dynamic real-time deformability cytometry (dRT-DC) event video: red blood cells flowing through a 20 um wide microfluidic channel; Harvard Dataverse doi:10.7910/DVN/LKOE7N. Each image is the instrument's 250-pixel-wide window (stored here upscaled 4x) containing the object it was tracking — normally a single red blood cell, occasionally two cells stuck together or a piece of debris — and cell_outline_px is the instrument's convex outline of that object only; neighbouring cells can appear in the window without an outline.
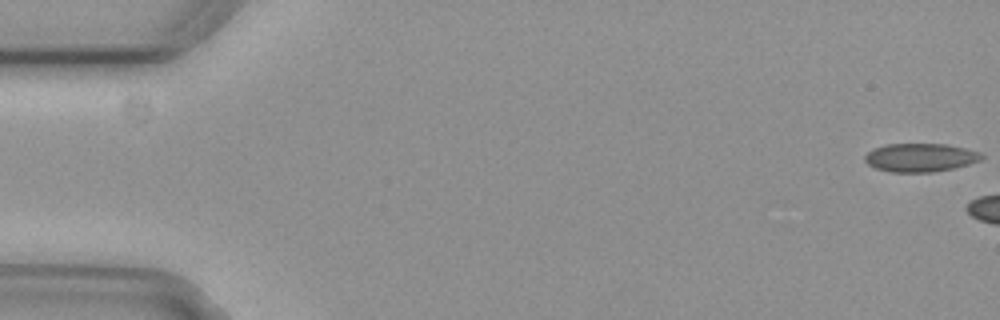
{"species": "common noctule bat (a hibernating species)", "species_latin": "Nyctalus noctula", "temperature_condition": "cold", "stored_images_in_passage": 3, "camera_frame_rate_fps": 3000, "um_per_image_px": 0.085, "animal": {"sex": "female", "body_mass_g": 29.2, "forearm_length_mm": 56.3}, "frame": {"image": 1, "passage_image": 1, "time_ms": 0.0, "image_size_px": [1000, 320], "cell_outline_px": [[984, 156], [980, 160], [968, 164], [952, 168], [932, 172], [892, 172], [876, 168], [868, 164], [864, 160], [864, 156], [872, 148], [884, 144], [948, 144], [980, 152]], "centroid_in_image_um": [78.2, 13.38], "position_along_channel_um": 6.8, "area_um2": 19.31}}